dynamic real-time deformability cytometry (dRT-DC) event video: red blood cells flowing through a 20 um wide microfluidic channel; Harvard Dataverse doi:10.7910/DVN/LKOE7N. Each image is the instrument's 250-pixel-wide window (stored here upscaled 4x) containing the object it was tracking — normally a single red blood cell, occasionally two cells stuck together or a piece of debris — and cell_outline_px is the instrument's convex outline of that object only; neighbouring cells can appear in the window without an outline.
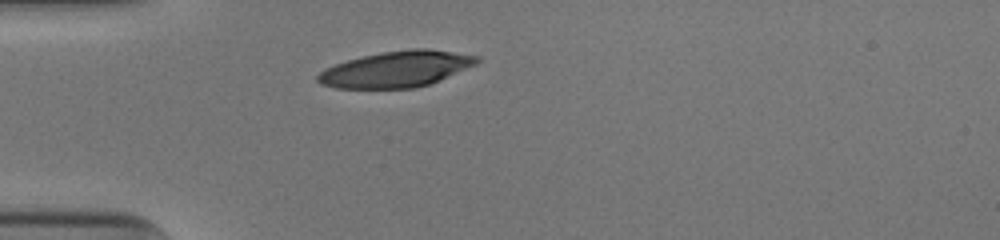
{"species": "human", "species_latin": "Homo sapiens", "temperature_condition": "cold", "stored_images_in_passage": 29, "camera_frame_rate_fps": 3000, "um_per_image_px": 0.085, "donor": {"sex": "male"}, "frame": {"image": 1, "passage_image": 1, "time_ms": 0.0, "image_size_px": [1000, 240], "cell_outline_px": [[480, 60], [476, 64], [432, 84], [416, 88], [336, 88], [320, 84], [316, 80], [316, 76], [324, 68], [348, 60], [380, 52], [412, 48], [428, 48], [480, 56]], "centroid_in_image_um": [33.7, 5.88], "position_along_channel_um": 51.3, "area_um2": 33.58}}
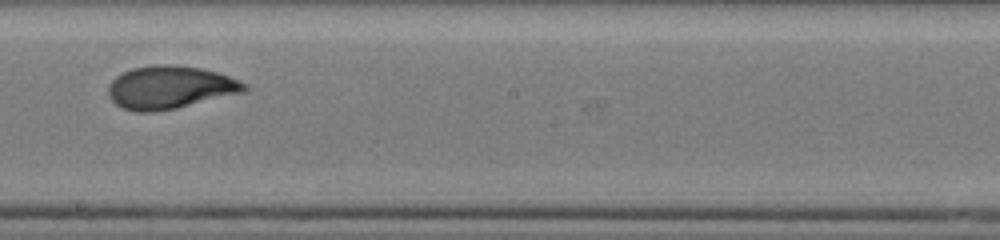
{"frame": {"image": 2, "passage_image": 16, "time_ms": 5.0, "image_size_px": [1000, 240], "cell_outline_px": [[248, 88], [244, 92], [176, 108], [152, 112], [136, 112], [124, 108], [116, 104], [108, 96], [108, 84], [116, 76], [132, 68], [164, 64], [200, 68], [216, 72], [240, 80], [248, 84]], "centroid_in_image_um": [14.45, 7.43], "position_along_channel_um": 233.8, "area_um2": 33.81}}
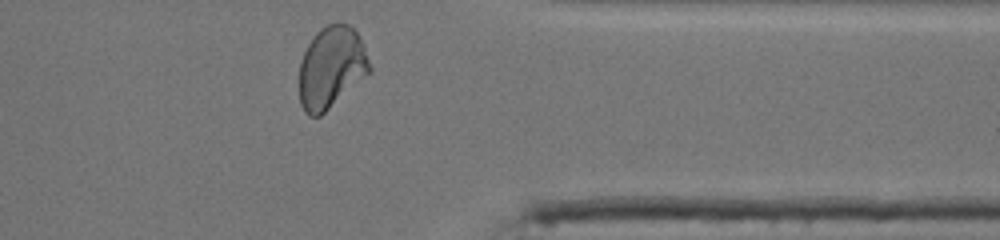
{"frame": {"image": 3, "passage_image": 28, "time_ms": 9.0, "image_size_px": [1000, 240], "cell_outline_px": [[372, 72], [320, 116], [308, 116], [304, 112], [300, 104], [300, 60], [312, 36], [320, 28], [328, 24], [348, 24], [360, 36], [364, 44], [372, 68]], "centroid_in_image_um": [28.18, 5.74], "position_along_channel_um": 383.2, "area_um2": 33.81}, "authors_computed_cell_mechanics": {"area_um2": 33.813, "velocity_mm_per_s": 3.9387, "shape_relaxation_time_tau1_ms": 7.7071, "shape_relaxation_time_tau2_ms": 1.3134, "deformation_change_tau1": 0.2719, "deformation_change_tau2": 0.0636}}